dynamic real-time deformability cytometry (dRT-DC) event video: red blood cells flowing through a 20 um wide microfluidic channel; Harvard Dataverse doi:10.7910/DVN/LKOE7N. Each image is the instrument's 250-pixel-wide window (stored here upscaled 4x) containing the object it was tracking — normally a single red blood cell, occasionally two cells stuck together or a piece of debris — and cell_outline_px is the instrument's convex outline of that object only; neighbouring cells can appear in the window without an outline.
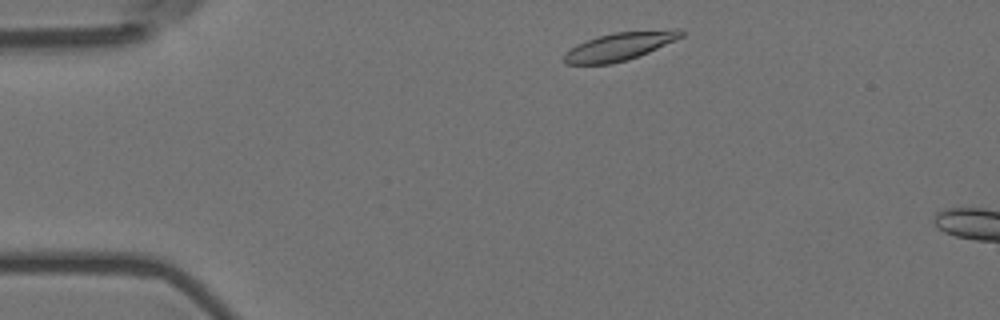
{"species": "Egyptian fruit bat (a non-hibernating species)", "species_latin": "Rousettus aegyptiacus", "temperature_condition": "room temperature", "stored_images_in_passage": 49, "camera_frame_rate_fps": 3000, "um_per_image_px": 0.085, "animal": {"sex": "female"}, "frame": {"image": 1, "passage_image": 3, "time_ms": 0.667, "image_size_px": [1000, 320], "cell_outline_px": [[684, 36], [676, 40], [648, 52], [628, 60], [612, 64], [564, 64], [560, 60], [576, 44], [600, 36], [616, 32], [672, 28], [680, 28], [684, 32]], "centroid_in_image_um": [52.72, 3.93], "position_along_channel_um": 32.3, "area_um2": 19.25}}
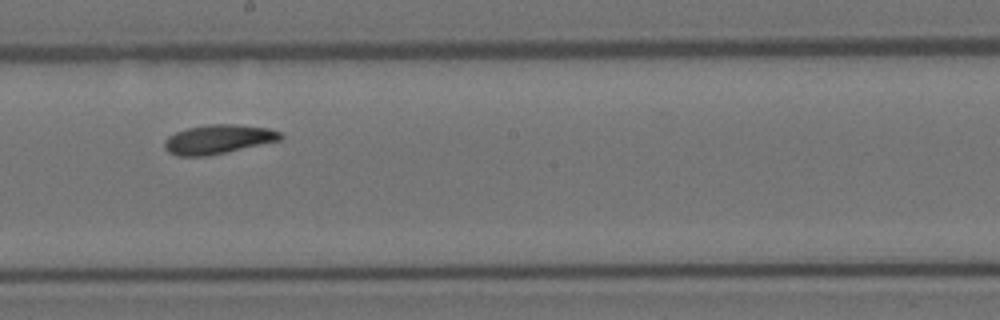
{"frame": {"image": 2, "passage_image": 24, "time_ms": 7.667, "image_size_px": [1000, 320], "cell_outline_px": [[284, 136], [280, 140], [208, 156], [176, 156], [168, 152], [164, 148], [164, 140], [168, 136], [176, 132], [188, 128], [208, 124], [236, 124], [268, 128], [280, 132]], "centroid_in_image_um": [18.52, 11.84], "position_along_channel_um": 229.7, "area_um2": 19.71}}
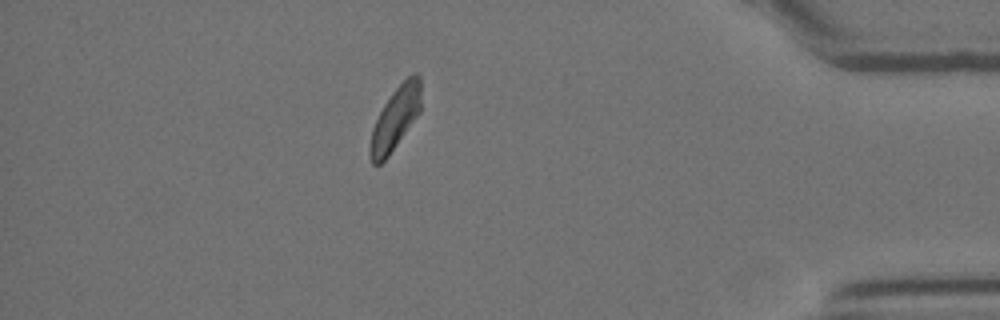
{"frame": {"image": 3, "passage_image": 42, "time_ms": 13.667, "image_size_px": [1000, 320], "cell_outline_px": [[420, 112], [388, 156], [380, 164], [372, 164], [368, 156], [368, 148], [372, 128], [384, 104], [392, 92], [408, 76], [416, 72], [420, 76]], "centroid_in_image_um": [33.57, 10.09], "position_along_channel_um": 401.6, "area_um2": 18.5}, "authors_computed_cell_mechanics": {"area_um2": 19.3052, "velocity_mm_per_s": 3.5481, "shape_relaxation_time_tau1_ms": 5.5156, "shape_relaxation_time_tau2_ms": 5.6055, "deformation_change_tau1": 0.1366, "deformation_change_tau2": 0.1211}}